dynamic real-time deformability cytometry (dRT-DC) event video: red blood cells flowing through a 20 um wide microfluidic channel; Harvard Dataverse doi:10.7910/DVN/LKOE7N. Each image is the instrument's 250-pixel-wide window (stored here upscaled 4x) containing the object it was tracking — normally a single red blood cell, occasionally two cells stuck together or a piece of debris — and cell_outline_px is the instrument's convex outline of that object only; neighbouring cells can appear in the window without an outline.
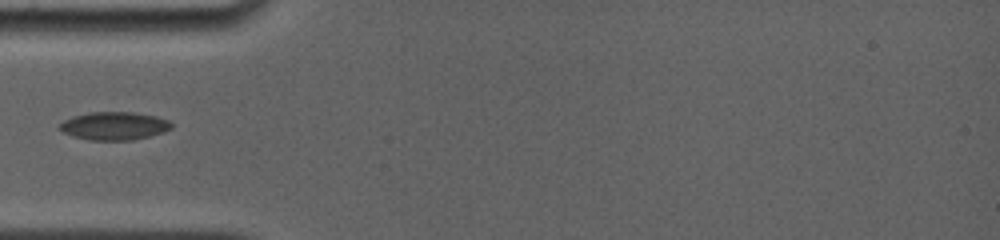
{"species": "common noctule bat (a hibernating species)", "species_latin": "Nyctalus noctula", "temperature_condition": "room temperature", "stored_images_in_passage": 25, "camera_frame_rate_fps": 4000, "um_per_image_px": 0.085, "animal": {"sex": "female", "body_mass_g": 19.0, "forearm_length_mm": 56.7}, "frame": {"image": 1, "passage_image": 1, "time_ms": 0.0, "image_size_px": [1000, 240], "cell_outline_px": [[172, 128], [164, 132], [132, 140], [88, 140], [72, 136], [56, 128], [64, 120], [72, 116], [88, 112], [132, 112], [156, 116], [168, 120], [172, 124]], "centroid_in_image_um": [9.68, 10.7], "position_along_channel_um": 75.3, "area_um2": 18.38}}
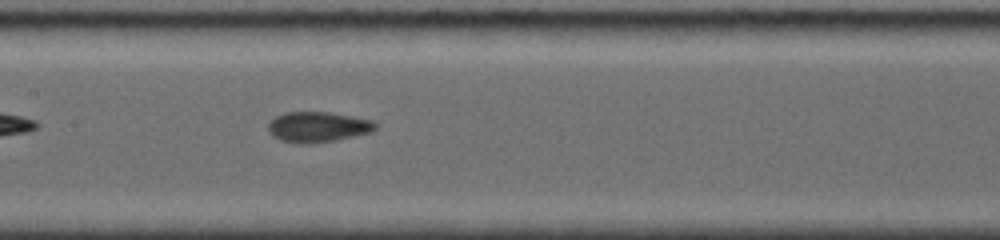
{"frame": {"image": 2, "passage_image": 12, "time_ms": 2.75, "image_size_px": [1000, 240], "cell_outline_px": [[376, 128], [368, 132], [352, 136], [332, 140], [308, 144], [300, 144], [280, 140], [272, 136], [268, 132], [268, 124], [276, 116], [284, 112], [328, 112], [352, 116], [372, 120], [376, 124]], "centroid_in_image_um": [26.95, 10.78], "position_along_channel_um": 180.4, "area_um2": 18.79}}
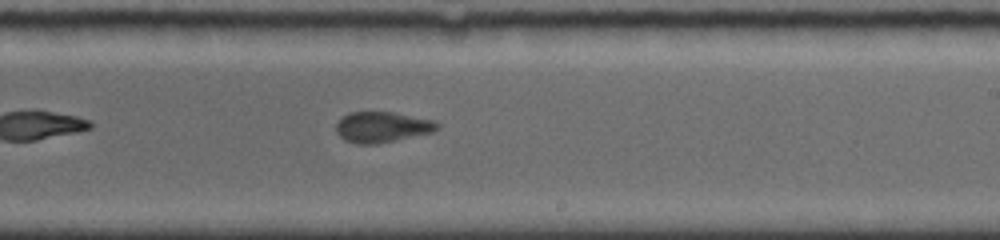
{"frame": {"image": 3, "passage_image": 20, "time_ms": 4.75, "image_size_px": [1000, 240], "cell_outline_px": [[440, 128], [432, 132], [376, 144], [356, 144], [344, 140], [336, 132], [336, 124], [348, 112], [392, 112], [436, 120], [440, 124]], "centroid_in_image_um": [32.5, 10.8], "position_along_channel_um": 256.5, "area_um2": 18.09}}